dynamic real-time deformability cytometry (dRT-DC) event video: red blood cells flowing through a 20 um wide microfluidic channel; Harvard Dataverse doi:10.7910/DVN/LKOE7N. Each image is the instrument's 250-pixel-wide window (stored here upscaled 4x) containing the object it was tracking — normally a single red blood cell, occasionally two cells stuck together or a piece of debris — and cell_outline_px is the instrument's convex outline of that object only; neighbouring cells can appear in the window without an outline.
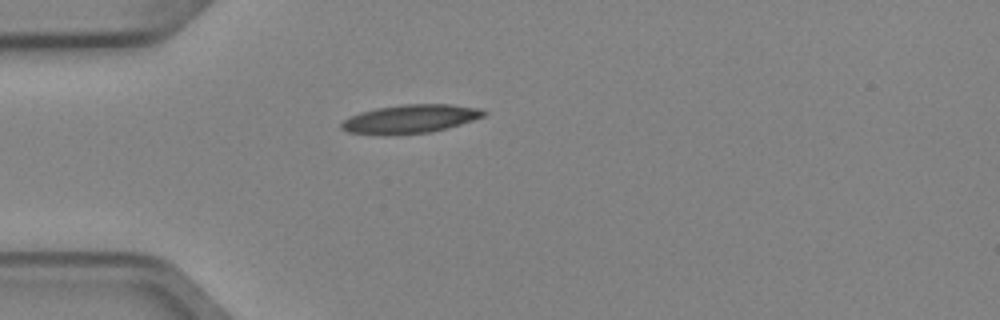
{"species": "Egyptian fruit bat (a non-hibernating species)", "species_latin": "Rousettus aegyptiacus", "temperature_condition": "cold", "stored_images_in_passage": 2, "camera_frame_rate_fps": 3000, "um_per_image_px": 0.085, "animal": {"sex": "female"}, "frame": {"image": 1, "passage_image": 1, "time_ms": 0.0, "image_size_px": [1000, 320], "cell_outline_px": [[488, 112], [484, 116], [460, 124], [432, 132], [388, 136], [384, 136], [348, 132], [340, 128], [340, 124], [344, 120], [360, 112], [376, 108], [404, 104], [448, 104], [480, 108]], "centroid_in_image_um": [34.85, 10.12], "position_along_channel_um": 50.2, "area_um2": 23.87}}